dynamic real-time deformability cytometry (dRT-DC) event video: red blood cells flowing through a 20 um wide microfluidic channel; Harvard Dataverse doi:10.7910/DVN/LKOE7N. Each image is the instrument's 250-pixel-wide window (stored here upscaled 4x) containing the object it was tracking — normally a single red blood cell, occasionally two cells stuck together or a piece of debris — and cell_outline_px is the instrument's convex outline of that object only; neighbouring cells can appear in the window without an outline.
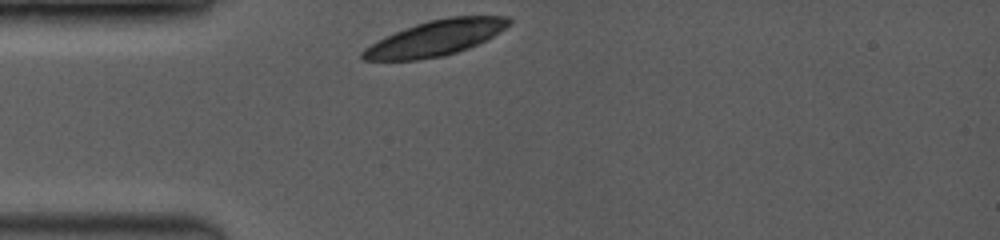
{"species": "common noctule bat (a hibernating species)", "species_latin": "Nyctalus noctula", "temperature_condition": "room temperature", "stored_images_in_passage": 1, "camera_frame_rate_fps": 3500, "um_per_image_px": 0.085, "animal": {"sex": "female", "body_mass_g": 19.0, "forearm_length_mm": 53.3}, "frame": {"image": 1, "passage_image": 1, "time_ms": 0.0, "image_size_px": [1000, 240], "cell_outline_px": [[512, 24], [500, 32], [468, 48], [456, 52], [440, 56], [416, 60], [364, 60], [360, 56], [360, 52], [364, 48], [376, 40], [384, 36], [416, 24], [428, 20], [448, 16], [508, 16], [512, 20]], "centroid_in_image_um": [37.0, 3.22], "position_along_channel_um": 48.0, "area_um2": 30.17}}